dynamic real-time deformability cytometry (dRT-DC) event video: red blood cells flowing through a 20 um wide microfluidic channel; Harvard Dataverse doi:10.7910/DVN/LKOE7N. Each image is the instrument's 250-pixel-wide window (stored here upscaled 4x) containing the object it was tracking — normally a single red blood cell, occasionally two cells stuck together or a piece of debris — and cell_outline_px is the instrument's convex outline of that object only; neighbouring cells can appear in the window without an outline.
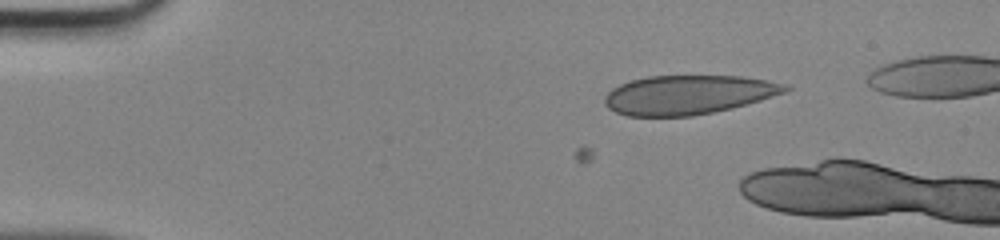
{"species": "human", "species_latin": "Homo sapiens", "temperature_condition": "room temperature", "stored_images_in_passage": 6, "camera_frame_rate_fps": 3000, "um_per_image_px": 0.085, "donor": {"sex": "male"}, "frame": {"image": 1, "passage_image": 1, "time_ms": 0.0, "image_size_px": [1000, 240], "cell_outline_px": [[792, 88], [784, 92], [760, 100], [732, 108], [692, 116], [628, 116], [616, 112], [608, 108], [604, 104], [604, 96], [612, 88], [620, 84], [632, 80], [648, 76], [740, 76], [768, 80], [788, 84]], "centroid_in_image_um": [58.49, 8.05], "position_along_channel_um": 26.5, "area_um2": 41.15}}